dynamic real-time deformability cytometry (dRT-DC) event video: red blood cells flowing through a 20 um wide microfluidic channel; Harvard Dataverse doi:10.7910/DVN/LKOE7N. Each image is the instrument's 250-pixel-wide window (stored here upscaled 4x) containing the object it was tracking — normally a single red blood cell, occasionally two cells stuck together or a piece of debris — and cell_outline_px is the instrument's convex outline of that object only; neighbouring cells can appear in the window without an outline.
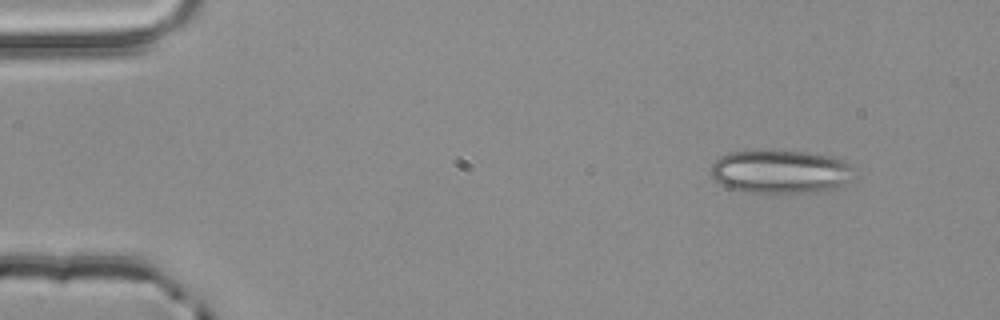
{"species": "common noctule bat (a hibernating species)", "species_latin": "Nyctalus noctula", "temperature_condition": "room temperature", "stored_images_in_passage": 2, "camera_frame_rate_fps": 3000, "um_per_image_px": 0.085, "animal": {"sex": "male", "body_mass_g": 20.4}, "frame": {"image": 1, "passage_image": 1, "time_ms": 0.0, "image_size_px": [1000, 320], "cell_outline_px": [[856, 180], [836, 188], [800, 192], [744, 192], [728, 188], [720, 184], [712, 176], [712, 164], [716, 160], [732, 152], [756, 148], [760, 148], [816, 152], [832, 156], [844, 160], [852, 164]], "centroid_in_image_um": [66.41, 14.54], "position_along_channel_um": 18.6, "area_um2": 37.28}}